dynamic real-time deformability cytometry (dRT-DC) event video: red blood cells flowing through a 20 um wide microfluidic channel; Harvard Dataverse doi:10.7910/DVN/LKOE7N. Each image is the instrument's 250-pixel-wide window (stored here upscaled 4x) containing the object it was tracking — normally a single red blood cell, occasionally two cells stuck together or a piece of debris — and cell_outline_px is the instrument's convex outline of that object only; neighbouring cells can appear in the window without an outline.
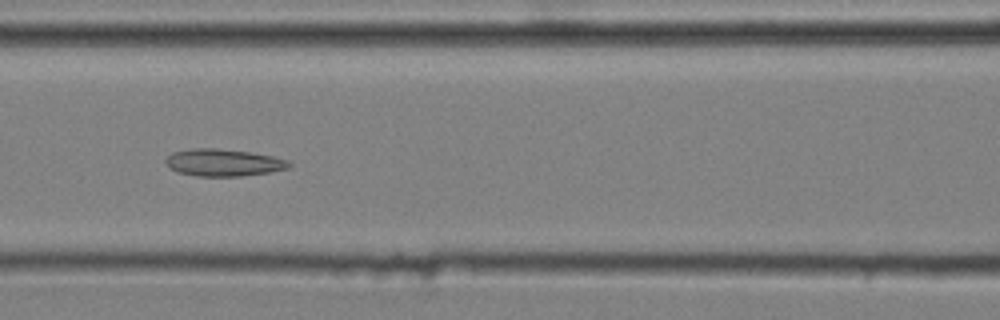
{"species": "common noctule bat (a hibernating species)", "species_latin": "Nyctalus noctula", "temperature_condition": "cold", "stored_images_in_passage": 53, "camera_frame_rate_fps": 3000, "um_per_image_px": 0.085, "animal": {"sex": "male", "body_mass_g": 20.4}, "frame": {"image": 1, "passage_image": 24, "time_ms": 7.667, "image_size_px": [1000, 320], "cell_outline_px": [[292, 164], [288, 168], [268, 172], [240, 176], [196, 176], [176, 172], [164, 160], [172, 152], [192, 148], [216, 148], [248, 152], [272, 156], [288, 160]], "centroid_in_image_um": [18.97, 13.82], "position_along_channel_um": 147.6, "area_um2": 19.36}}
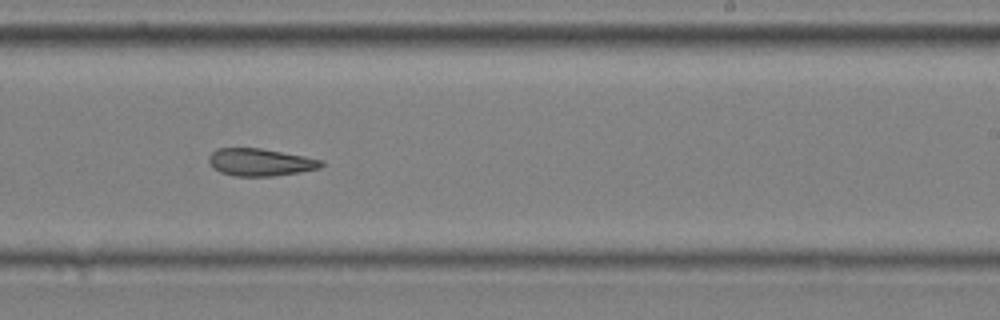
{"frame": {"image": 2, "passage_image": 34, "time_ms": 11.0, "image_size_px": [1000, 320], "cell_outline_px": [[324, 164], [320, 168], [300, 172], [272, 176], [236, 176], [220, 172], [212, 168], [208, 160], [208, 156], [216, 148], [260, 148], [304, 156], [324, 160]], "centroid_in_image_um": [22.11, 13.79], "position_along_channel_um": 266.9, "area_um2": 18.03}}
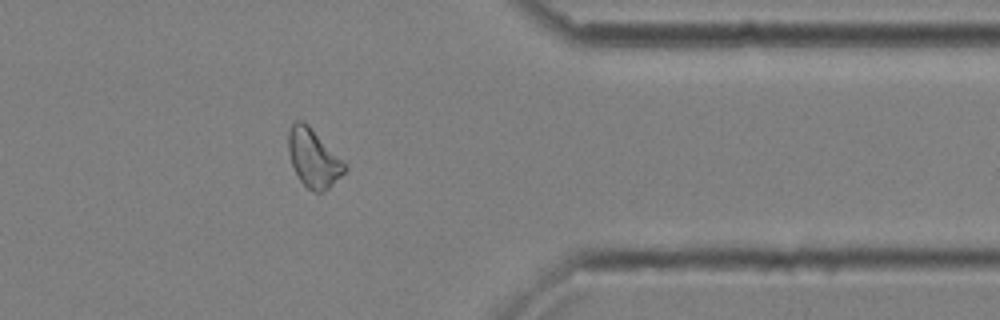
{"frame": {"image": 3, "passage_image": 45, "time_ms": 14.667, "image_size_px": [1000, 320], "cell_outline_px": [[348, 168], [324, 192], [316, 192], [308, 188], [300, 180], [292, 164], [288, 152], [288, 132], [292, 124], [296, 120], [304, 120], [348, 164]], "centroid_in_image_um": [26.66, 13.41], "position_along_channel_um": 384.7, "area_um2": 19.13}, "authors_computed_cell_mechanics": {"area_um2": 19.363, "velocity_mm_per_s": 3.5898, "shape_relaxation_time_tau1_ms": null, "shape_relaxation_time_tau2_ms": 5.0586, "deformation_change_tau1": null, "deformation_change_tau2": 0.1299}}